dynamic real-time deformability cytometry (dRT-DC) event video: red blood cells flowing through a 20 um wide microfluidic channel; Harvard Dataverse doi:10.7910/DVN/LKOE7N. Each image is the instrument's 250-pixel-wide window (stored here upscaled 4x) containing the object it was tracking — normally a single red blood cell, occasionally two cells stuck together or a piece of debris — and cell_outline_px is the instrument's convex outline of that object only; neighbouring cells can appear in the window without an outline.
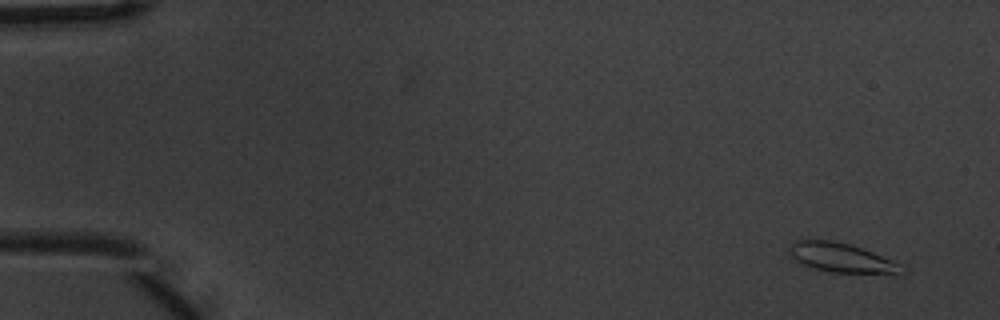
{"species": "common noctule bat (a hibernating species)", "species_latin": "Nyctalus noctula", "temperature_condition": "warm", "stored_images_in_passage": 4, "segment_of_instrument_passage": [2, 2], "camera_frame_rate_fps": 3000, "um_per_image_px": 0.085, "animal": {"sex": "male", "body_mass_g": 20.1, "forearm_length_mm": 53.5}, "frame": {"image": 1, "passage_image": 4, "time_ms": 1.0, "image_size_px": [1000, 320], "cell_outline_px": [[896, 272], [832, 272], [816, 268], [804, 264], [796, 260], [792, 256], [792, 244], [796, 240], [808, 236], [832, 240], [848, 244], [872, 252], [892, 260], [896, 264]], "centroid_in_image_um": [71.32, 21.82], "position_along_channel_um": 13.7, "area_um2": 18.21}}